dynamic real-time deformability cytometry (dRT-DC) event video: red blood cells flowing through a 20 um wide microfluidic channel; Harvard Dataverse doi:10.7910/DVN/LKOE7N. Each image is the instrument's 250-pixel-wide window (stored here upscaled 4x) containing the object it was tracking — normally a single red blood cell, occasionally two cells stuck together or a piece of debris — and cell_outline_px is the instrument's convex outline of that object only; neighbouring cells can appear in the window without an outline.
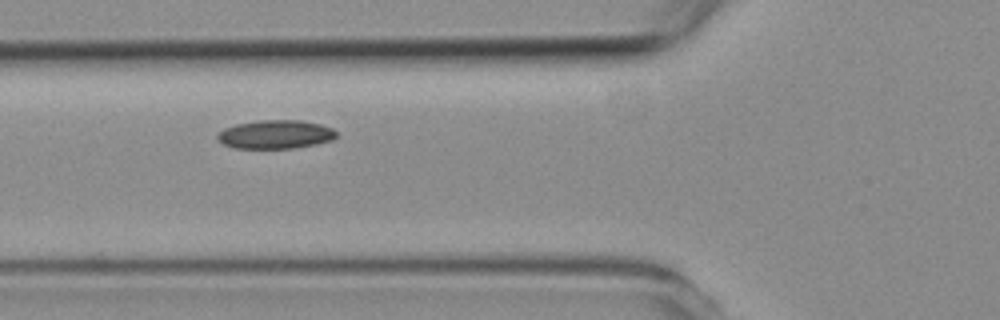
{"species": "common noctule bat (a hibernating species)", "species_latin": "Nyctalus noctula", "temperature_condition": "room temperature", "stored_images_in_passage": 5, "camera_frame_rate_fps": 3000, "um_per_image_px": 0.085, "animal": {"sex": "female", "body_mass_g": 19.3, "forearm_length_mm": 54.1}, "frame": {"image": 1, "passage_image": 4, "time_ms": 4.333, "image_size_px": [1000, 320], "cell_outline_px": [[336, 136], [332, 140], [316, 144], [292, 148], [232, 148], [224, 144], [216, 136], [224, 128], [236, 124], [260, 120], [300, 120], [320, 124], [332, 128], [336, 132]], "centroid_in_image_um": [23.42, 11.42], "position_along_channel_um": 102.4, "area_um2": 19.71}}
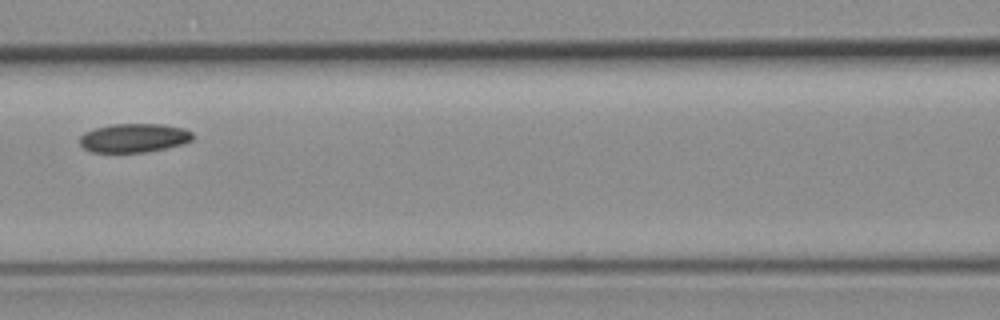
{"frame": {"image": 2, "passage_image": 5, "time_ms": 5.667, "image_size_px": [1000, 320], "cell_outline_px": [[192, 140], [180, 144], [164, 148], [144, 152], [92, 152], [84, 148], [80, 144], [80, 136], [84, 132], [96, 128], [112, 124], [164, 124], [184, 128], [192, 132]], "centroid_in_image_um": [11.37, 11.71], "position_along_channel_um": 155.2, "area_um2": 18.84}}